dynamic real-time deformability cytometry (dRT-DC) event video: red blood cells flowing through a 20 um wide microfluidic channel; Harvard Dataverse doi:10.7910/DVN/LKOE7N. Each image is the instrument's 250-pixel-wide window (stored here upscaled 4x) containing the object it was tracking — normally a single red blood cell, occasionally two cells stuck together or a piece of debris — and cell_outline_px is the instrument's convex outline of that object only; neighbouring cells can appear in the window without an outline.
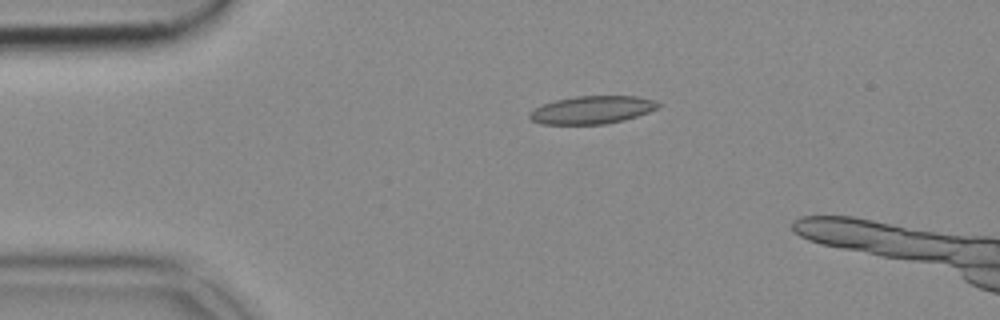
{"species": "common noctule bat (a hibernating species)", "species_latin": "Nyctalus noctula", "temperature_condition": "cold", "stored_images_in_passage": 38, "camera_frame_rate_fps": 3000, "um_per_image_px": 0.085, "animal": {"sex": "female", "body_mass_g": 18.4}, "frame": {"image": 1, "passage_image": 1, "time_ms": 0.0, "image_size_px": [1000, 320], "cell_outline_px": [[660, 104], [656, 108], [648, 112], [624, 120], [604, 124], [540, 124], [532, 120], [528, 116], [528, 112], [544, 104], [556, 100], [576, 96], [636, 96], [656, 100]], "centroid_in_image_um": [50.31, 9.34], "position_along_channel_um": 34.7, "area_um2": 20.75}}
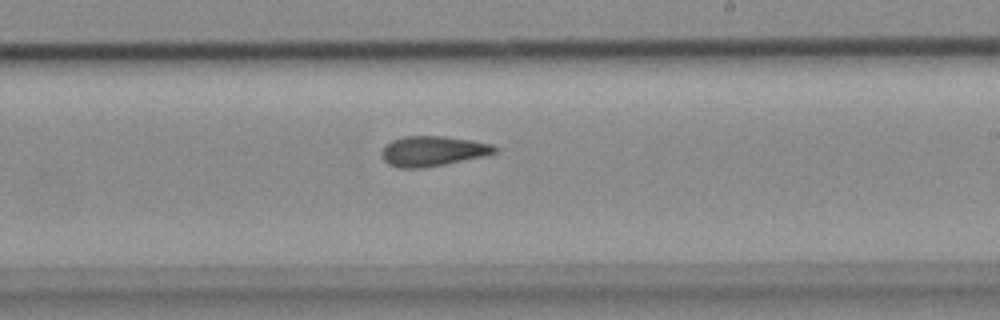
{"frame": {"image": 2, "passage_image": 21, "time_ms": 6.667, "image_size_px": [1000, 320], "cell_outline_px": [[496, 152], [488, 156], [424, 168], [396, 168], [388, 164], [380, 156], [380, 152], [384, 144], [392, 140], [404, 136], [444, 136], [472, 140], [492, 144], [496, 148]], "centroid_in_image_um": [36.75, 12.85], "position_along_channel_um": 252.2, "area_um2": 20.23}}
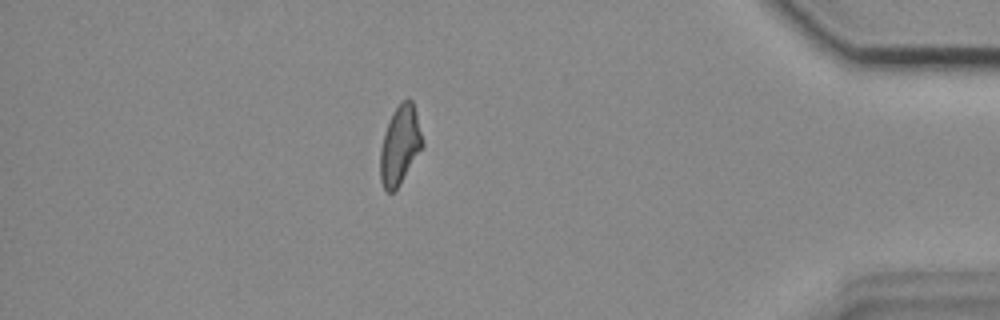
{"frame": {"image": 3, "passage_image": 36, "time_ms": 11.667, "image_size_px": [1000, 320], "cell_outline_px": [[424, 144], [400, 184], [392, 192], [388, 192], [384, 188], [380, 180], [380, 148], [384, 132], [392, 112], [404, 100], [412, 100], [416, 112]], "centroid_in_image_um": [33.98, 12.35], "position_along_channel_um": 401.2, "area_um2": 19.13}}